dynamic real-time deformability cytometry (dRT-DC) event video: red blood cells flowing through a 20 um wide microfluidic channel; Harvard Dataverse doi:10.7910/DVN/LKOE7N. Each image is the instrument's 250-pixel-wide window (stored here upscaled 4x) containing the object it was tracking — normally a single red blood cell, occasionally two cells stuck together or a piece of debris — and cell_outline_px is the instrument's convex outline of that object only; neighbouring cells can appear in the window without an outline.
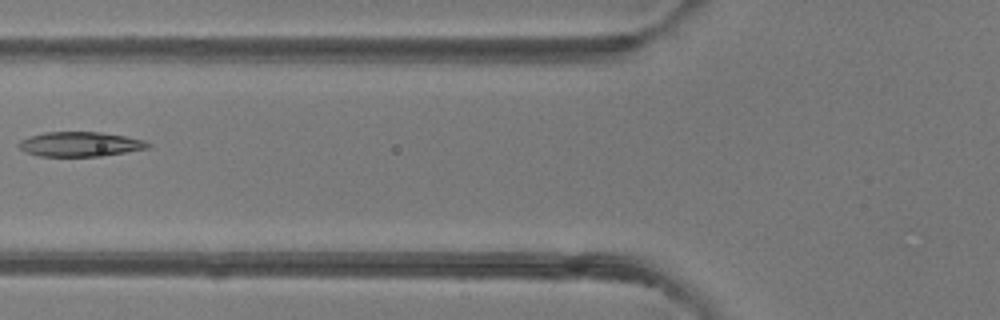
{"species": "common noctule bat (a hibernating species)", "species_latin": "Nyctalus noctula", "temperature_condition": "room temperature", "stored_images_in_passage": 5, "camera_frame_rate_fps": 3000, "um_per_image_px": 0.085, "animal": {"sex": "female"}, "frame": {"image": 1, "passage_image": 5, "time_ms": 5.667, "image_size_px": [1000, 320], "cell_outline_px": [[152, 144], [148, 148], [100, 156], [40, 156], [24, 152], [16, 144], [20, 140], [28, 136], [44, 132], [100, 132], [124, 136], [144, 140]], "centroid_in_image_um": [6.76, 12.25], "position_along_channel_um": 119.0, "area_um2": 18.55}}